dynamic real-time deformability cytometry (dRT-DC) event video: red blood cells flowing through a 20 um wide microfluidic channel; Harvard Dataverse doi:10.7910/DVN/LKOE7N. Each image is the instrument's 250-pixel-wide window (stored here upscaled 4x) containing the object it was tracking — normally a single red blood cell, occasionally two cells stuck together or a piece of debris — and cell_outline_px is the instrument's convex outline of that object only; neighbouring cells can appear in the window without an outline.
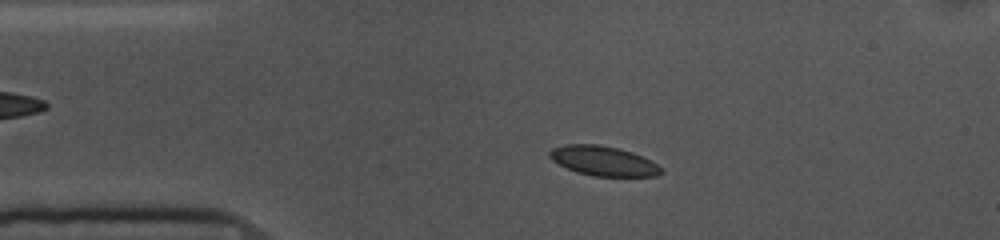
{"species": "common noctule bat (a hibernating species)", "species_latin": "Nyctalus noctula", "temperature_condition": "cold", "stored_images_in_passage": 52, "camera_frame_rate_fps": 3000, "um_per_image_px": 0.085, "animal": {"sex": "female", "body_mass_g": 10.0, "forearm_length_mm": 53.1}, "frame": {"image": 1, "passage_image": 8, "time_ms": 2.333, "image_size_px": [1000, 240], "cell_outline_px": [[664, 172], [656, 176], [592, 176], [576, 172], [552, 160], [548, 156], [548, 152], [552, 148], [568, 144], [600, 144], [620, 148], [632, 152], [656, 164]], "centroid_in_image_um": [51.25, 13.67], "position_along_channel_um": 33.7, "area_um2": 19.19}}
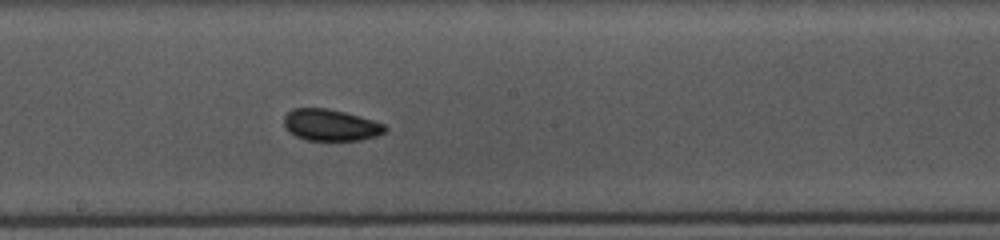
{"frame": {"image": 2, "passage_image": 26, "time_ms": 8.333, "image_size_px": [1000, 240], "cell_outline_px": [[388, 128], [384, 132], [376, 136], [360, 140], [308, 140], [296, 136], [288, 132], [284, 128], [284, 116], [292, 108], [328, 108], [360, 116], [384, 124]], "centroid_in_image_um": [28.07, 10.62], "position_along_channel_um": 220.1, "area_um2": 18.61}}
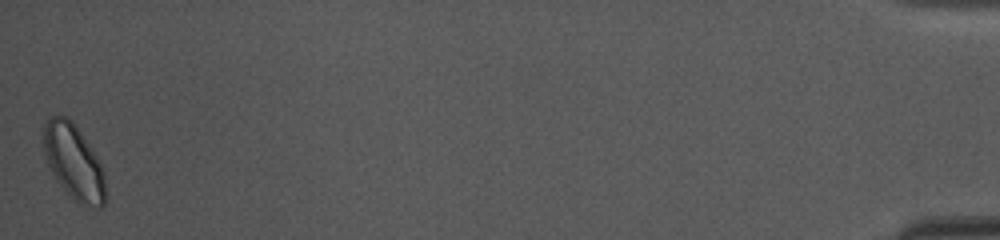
{"frame": {"image": 3, "passage_image": 52, "time_ms": 17.0, "image_size_px": [1000, 240], "cell_outline_px": [[104, 204], [100, 208], [80, 204], [56, 180], [48, 164], [44, 152], [44, 124], [52, 116], [68, 116], [72, 120], [100, 160], [104, 172]], "centroid_in_image_um": [6.28, 13.74], "position_along_channel_um": 428.9, "area_um2": 26.65}, "authors_computed_cell_mechanics": {"area_um2": 19.0162, "velocity_mm_per_s": 3.5775, "shape_relaxation_time_tau1_ms": null, "shape_relaxation_time_tau2_ms": 3.7564, "deformation_change_tau1": null, "deformation_change_tau2": 0.0697}}